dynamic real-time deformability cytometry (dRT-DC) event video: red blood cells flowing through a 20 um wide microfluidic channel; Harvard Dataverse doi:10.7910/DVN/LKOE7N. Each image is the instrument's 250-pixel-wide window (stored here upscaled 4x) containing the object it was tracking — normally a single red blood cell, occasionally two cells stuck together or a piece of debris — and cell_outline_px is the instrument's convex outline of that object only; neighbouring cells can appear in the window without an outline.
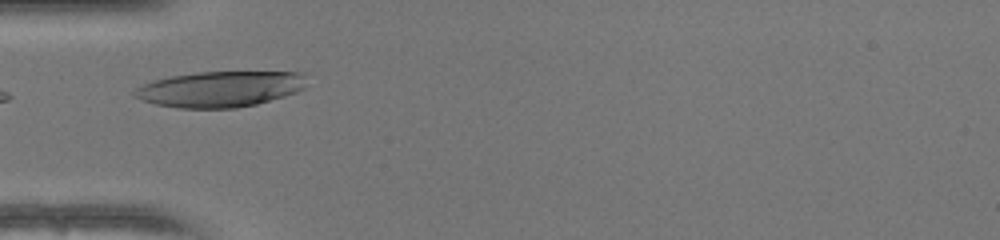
{"species": "human", "species_latin": "Homo sapiens", "temperature_condition": "warm", "stored_images_in_passage": 3, "camera_frame_rate_fps": 3000, "um_per_image_px": 0.085, "donor": {"sex": "female"}, "frame": {"image": 1, "passage_image": 1, "time_ms": 0.0, "image_size_px": [1000, 240], "cell_outline_px": [[312, 72], [304, 88], [296, 92], [284, 96], [256, 104], [236, 108], [180, 108], [156, 104], [132, 96], [132, 92], [136, 88], [152, 80], [172, 76], [196, 72]], "centroid_in_image_um": [18.78, 7.55], "position_along_channel_um": 66.2, "area_um2": 36.18}}